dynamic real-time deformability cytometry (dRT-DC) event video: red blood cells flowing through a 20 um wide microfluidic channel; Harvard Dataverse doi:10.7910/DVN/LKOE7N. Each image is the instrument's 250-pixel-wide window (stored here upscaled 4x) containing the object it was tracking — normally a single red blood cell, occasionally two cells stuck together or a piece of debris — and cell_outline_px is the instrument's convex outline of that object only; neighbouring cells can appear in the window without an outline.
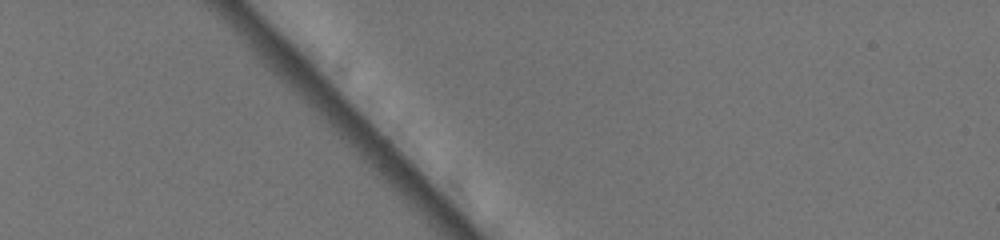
{"species": "common noctule bat (a hibernating species)", "species_latin": "Nyctalus noctula", "temperature_condition": "warm", "stored_images_in_passage": 1, "camera_frame_rate_fps": 3000, "um_per_image_px": 0.085, "animal": {"sex": "female", "body_mass_g": 19.5, "forearm_length_mm": 54.1}, "frame": {"image": 1, "passage_image": 1, "time_ms": 0.0, "image_size_px": [1000, 240], "cell_outline_px": [[508, 128], [484, 136], [480, 136], [472, 128], [464, 104], [468, 88], [472, 84], [480, 84], [484, 88], [508, 120]], "centroid_in_image_um": [41.13, 9.5], "position_along_channel_um": 43.9, "area_um2": 10.52}}